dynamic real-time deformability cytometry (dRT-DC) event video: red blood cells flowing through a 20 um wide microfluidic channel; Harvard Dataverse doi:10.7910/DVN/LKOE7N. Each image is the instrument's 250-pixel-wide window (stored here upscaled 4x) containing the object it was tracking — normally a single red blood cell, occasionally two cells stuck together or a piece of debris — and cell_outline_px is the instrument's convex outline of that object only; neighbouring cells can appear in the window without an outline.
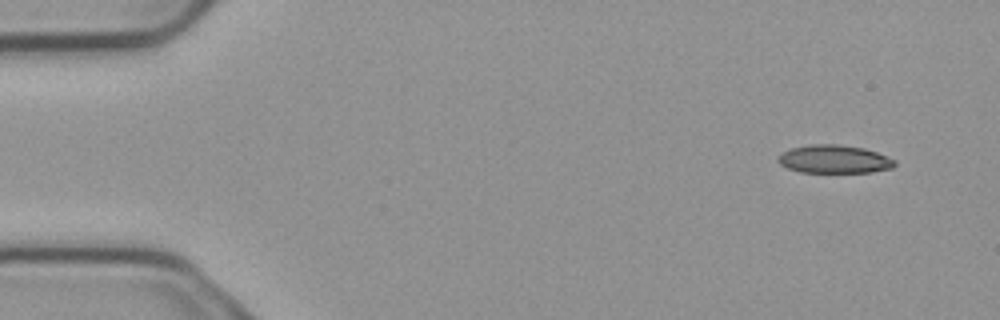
{"species": "common noctule bat (a hibernating species)", "species_latin": "Nyctalus noctula", "temperature_condition": "cold", "stored_images_in_passage": 5, "camera_frame_rate_fps": 3000, "um_per_image_px": 0.085, "animal": {"sex": "male", "body_mass_g": 23.1, "forearm_length_mm": 52.7}, "frame": {"image": 1, "passage_image": 1, "time_ms": 0.0, "image_size_px": [1000, 320], "cell_outline_px": [[896, 164], [892, 168], [872, 172], [800, 172], [788, 168], [780, 164], [776, 160], [776, 156], [792, 148], [812, 144], [836, 144], [864, 148], [876, 152], [896, 160]], "centroid_in_image_um": [70.9, 13.53], "position_along_channel_um": 14.1, "area_um2": 19.13}}
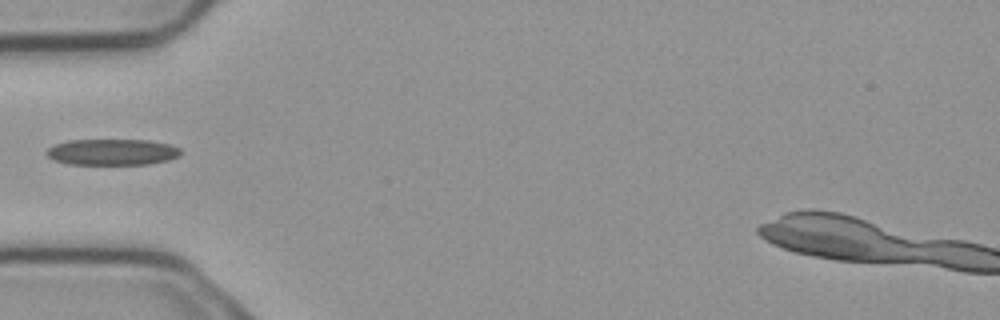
{"frame": {"image": 2, "passage_image": 4, "time_ms": 1.0, "image_size_px": [1000, 320], "cell_outline_px": [[180, 152], [176, 156], [168, 160], [148, 164], [68, 164], [56, 160], [48, 156], [44, 152], [48, 148], [56, 144], [68, 140], [148, 140], [168, 144], [180, 148]], "centroid_in_image_um": [9.51, 12.92], "position_along_channel_um": 75.5, "area_um2": 20.23}}
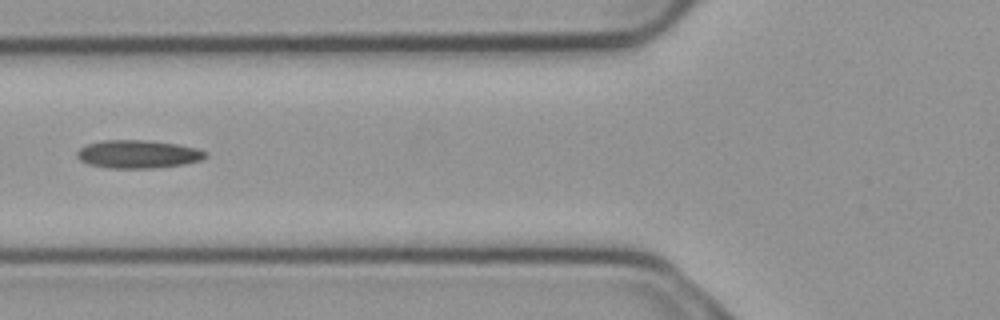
{"frame": {"image": 3, "passage_image": 5, "time_ms": 1.333, "image_size_px": [1000, 320], "cell_outline_px": [[208, 156], [200, 160], [184, 164], [152, 168], [108, 168], [88, 164], [80, 160], [76, 156], [76, 152], [80, 148], [88, 144], [100, 140], [148, 140], [176, 144], [196, 148], [208, 152]], "centroid_in_image_um": [11.72, 13.1], "position_along_channel_um": 114.1, "area_um2": 21.1}}